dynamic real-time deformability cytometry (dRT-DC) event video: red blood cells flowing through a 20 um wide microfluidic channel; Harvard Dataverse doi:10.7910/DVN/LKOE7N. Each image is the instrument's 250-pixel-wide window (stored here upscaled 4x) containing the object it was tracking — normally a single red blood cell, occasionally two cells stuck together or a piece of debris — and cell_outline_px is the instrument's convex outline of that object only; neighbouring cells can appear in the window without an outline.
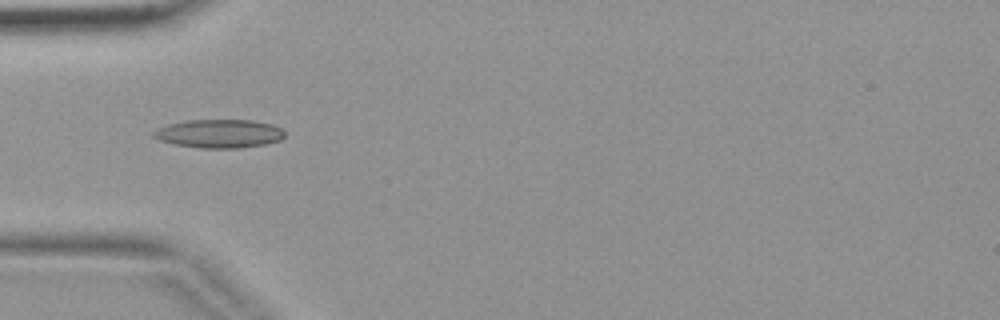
{"species": "common noctule bat (a hibernating species)", "species_latin": "Nyctalus noctula", "temperature_condition": "warm", "stored_images_in_passage": 4, "camera_frame_rate_fps": 3000, "um_per_image_px": 0.085, "animal": {"sex": "female", "body_mass_g": 19.9}, "frame": {"image": 1, "passage_image": 4, "time_ms": 1.0, "image_size_px": [1000, 320], "cell_outline_px": [[284, 136], [280, 140], [264, 144], [240, 148], [200, 148], [172, 144], [160, 140], [152, 136], [152, 132], [156, 128], [168, 124], [188, 120], [252, 120], [272, 124], [280, 128], [284, 132]], "centroid_in_image_um": [18.59, 11.36], "position_along_channel_um": 66.4, "area_um2": 21.85}}